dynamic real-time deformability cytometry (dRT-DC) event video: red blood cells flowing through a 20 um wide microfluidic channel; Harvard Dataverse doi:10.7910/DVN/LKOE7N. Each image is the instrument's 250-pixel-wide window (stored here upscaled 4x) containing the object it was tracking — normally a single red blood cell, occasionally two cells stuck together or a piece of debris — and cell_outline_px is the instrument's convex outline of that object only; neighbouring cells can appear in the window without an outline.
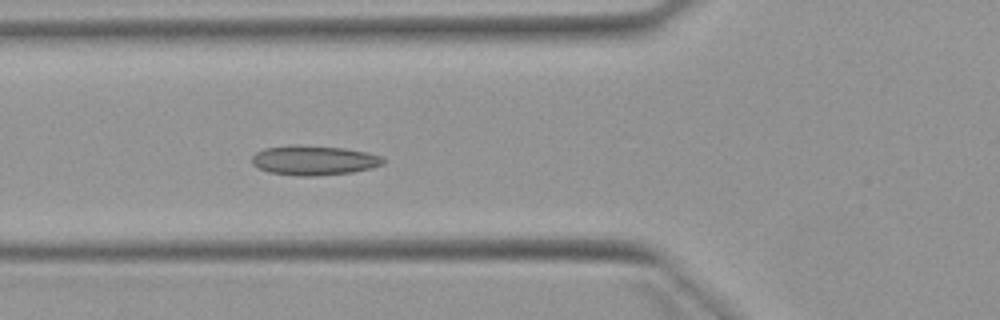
{"species": "Egyptian fruit bat (a non-hibernating species)", "species_latin": "Rousettus aegyptiacus", "temperature_condition": "warm", "stored_images_in_passage": 6, "camera_frame_rate_fps": 3000, "um_per_image_px": 0.085, "animal": {"sex": "female"}, "frame": {"image": 1, "passage_image": 6, "time_ms": 5.667, "image_size_px": [1000, 320], "cell_outline_px": [[384, 164], [372, 168], [352, 172], [316, 176], [296, 176], [268, 172], [252, 164], [252, 156], [256, 152], [264, 148], [292, 144], [300, 144], [344, 148], [368, 152], [384, 156]], "centroid_in_image_um": [26.7, 13.61], "position_along_channel_um": 99.1, "area_um2": 23.06}}